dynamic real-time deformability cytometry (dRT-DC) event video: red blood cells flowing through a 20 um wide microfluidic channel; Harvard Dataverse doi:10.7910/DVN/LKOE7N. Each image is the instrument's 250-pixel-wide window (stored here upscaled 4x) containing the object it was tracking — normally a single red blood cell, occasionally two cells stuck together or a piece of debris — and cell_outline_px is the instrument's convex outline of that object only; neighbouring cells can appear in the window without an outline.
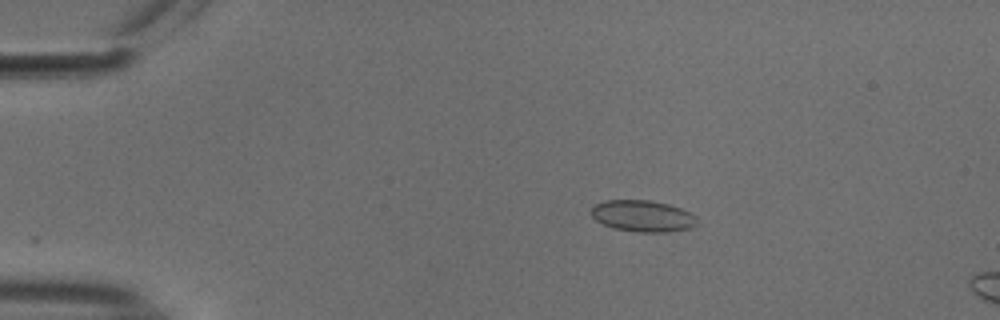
{"species": "common noctule bat (a hibernating species)", "species_latin": "Nyctalus noctula", "temperature_condition": "cold", "stored_images_in_passage": 16, "camera_frame_rate_fps": 3000, "um_per_image_px": 0.085, "animal": {"sex": "male", "body_mass_g": 18.8}, "frame": {"image": 1, "passage_image": 10, "time_ms": 3.0, "image_size_px": [1000, 320], "cell_outline_px": [[696, 224], [692, 228], [668, 232], [636, 232], [612, 228], [596, 220], [592, 216], [592, 208], [596, 204], [604, 200], [652, 200], [668, 204], [680, 208], [696, 216]], "centroid_in_image_um": [54.63, 18.36], "position_along_channel_um": 30.4, "area_um2": 19.42}}